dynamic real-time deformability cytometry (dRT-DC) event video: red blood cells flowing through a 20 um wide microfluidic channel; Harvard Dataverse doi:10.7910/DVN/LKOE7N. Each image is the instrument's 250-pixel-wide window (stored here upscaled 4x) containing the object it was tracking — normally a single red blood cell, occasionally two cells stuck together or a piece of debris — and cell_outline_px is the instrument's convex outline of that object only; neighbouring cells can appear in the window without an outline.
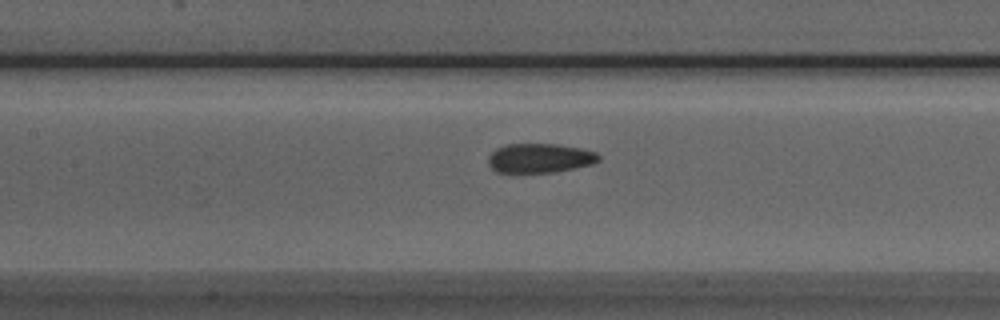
{"species": "Egyptian fruit bat (a non-hibernating species)", "species_latin": "Rousettus aegyptiacus", "temperature_condition": "room temperature", "stored_images_in_passage": 41, "camera_frame_rate_fps": 3000, "um_per_image_px": 0.085, "animal": {"sex": "male"}, "frame": {"image": 1, "passage_image": 20, "time_ms": 6.333, "image_size_px": [1000, 320], "cell_outline_px": [[600, 160], [592, 164], [556, 172], [496, 172], [488, 164], [488, 156], [496, 148], [508, 144], [556, 144], [580, 148], [596, 152], [600, 156]], "centroid_in_image_um": [45.88, 13.44], "position_along_channel_um": 161.5, "area_um2": 18.84}}
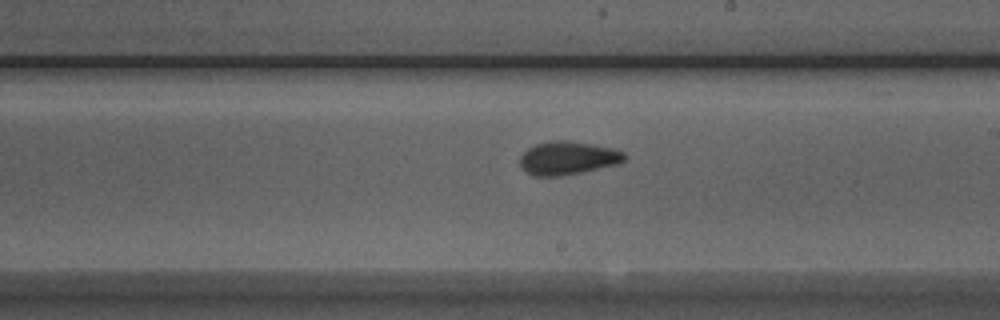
{"frame": {"image": 2, "passage_image": 26, "time_ms": 8.333, "image_size_px": [1000, 320], "cell_outline_px": [[628, 156], [620, 164], [560, 176], [532, 176], [520, 168], [520, 156], [528, 148], [536, 144], [552, 140], [568, 140], [616, 148], [624, 152]], "centroid_in_image_um": [48.28, 13.43], "position_along_channel_um": 240.7, "area_um2": 20.58}}
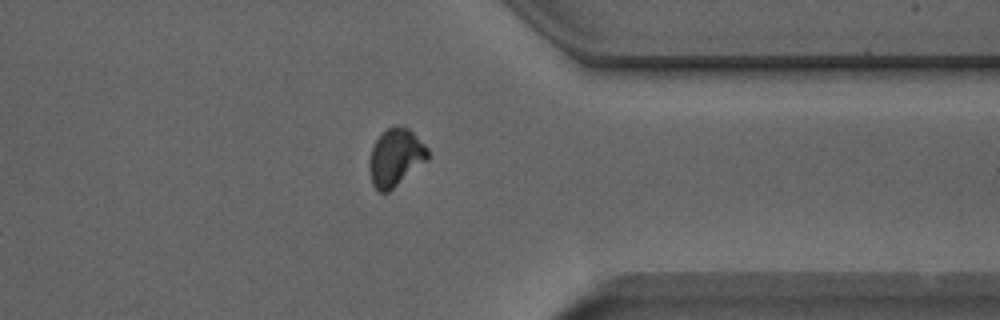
{"frame": {"image": 3, "passage_image": 37, "time_ms": 12.0, "image_size_px": [1000, 320], "cell_outline_px": [[428, 160], [388, 192], [380, 192], [372, 184], [368, 168], [368, 164], [372, 148], [376, 140], [388, 128], [396, 124], [408, 128], [428, 148]], "centroid_in_image_um": [33.62, 13.38], "position_along_channel_um": 377.8, "area_um2": 19.48}}